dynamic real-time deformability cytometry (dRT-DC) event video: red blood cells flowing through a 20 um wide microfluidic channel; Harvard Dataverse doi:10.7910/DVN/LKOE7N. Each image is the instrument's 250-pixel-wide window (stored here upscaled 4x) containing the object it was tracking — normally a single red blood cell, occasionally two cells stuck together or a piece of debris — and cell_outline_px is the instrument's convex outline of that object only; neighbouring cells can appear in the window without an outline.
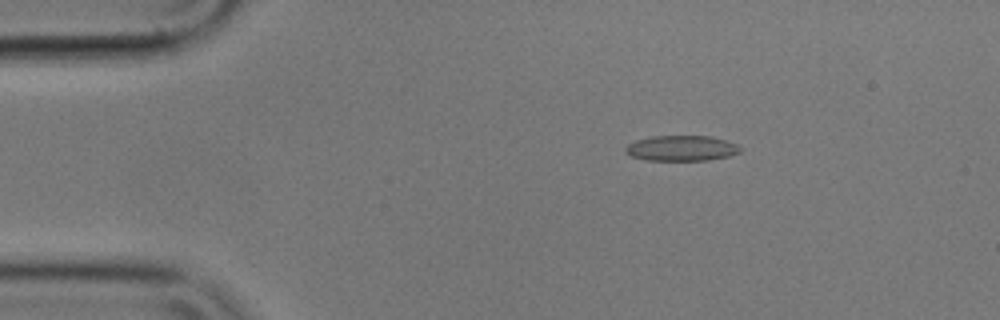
{"species": "common noctule bat (a hibernating species)", "species_latin": "Nyctalus noctula", "temperature_condition": "cold", "stored_images_in_passage": 4, "camera_frame_rate_fps": 3000, "um_per_image_px": 0.085, "animal": {"sex": "male", "body_mass_g": 17.9}, "frame": {"image": 1, "passage_image": 3, "time_ms": 0.667, "image_size_px": [1000, 320], "cell_outline_px": [[740, 152], [728, 156], [708, 160], [644, 160], [632, 156], [624, 152], [624, 148], [628, 144], [636, 140], [652, 136], [712, 136], [736, 144], [740, 148]], "centroid_in_image_um": [57.89, 12.6], "position_along_channel_um": 27.1, "area_um2": 16.94}}